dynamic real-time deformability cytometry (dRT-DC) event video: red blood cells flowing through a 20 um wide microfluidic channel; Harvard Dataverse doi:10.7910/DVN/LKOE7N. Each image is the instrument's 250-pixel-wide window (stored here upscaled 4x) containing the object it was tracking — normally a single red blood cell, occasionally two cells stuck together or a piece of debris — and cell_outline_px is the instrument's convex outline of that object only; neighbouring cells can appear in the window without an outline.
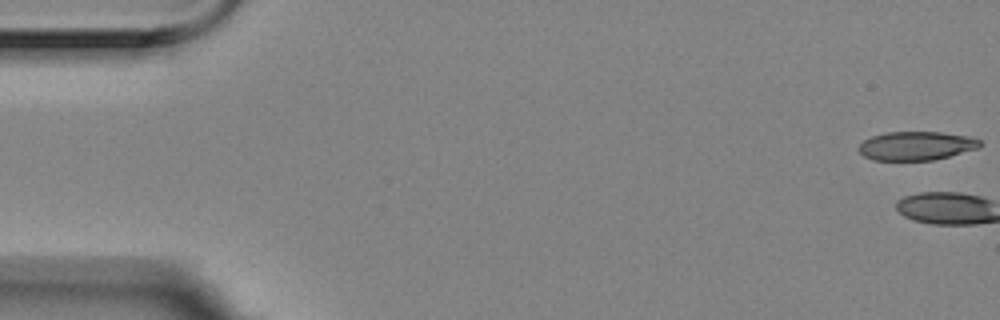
{"species": "Egyptian fruit bat (a non-hibernating species)", "species_latin": "Rousettus aegyptiacus", "temperature_condition": "room temperature", "stored_images_in_passage": 3, "camera_frame_rate_fps": 3000, "um_per_image_px": 0.085, "animal": {"sex": "female"}, "frame": {"image": 1, "passage_image": 1, "time_ms": 0.0, "image_size_px": [1000, 320], "cell_outline_px": [[980, 148], [932, 160], [872, 160], [864, 156], [856, 148], [864, 140], [872, 136], [888, 132], [940, 132], [968, 136], [980, 140]], "centroid_in_image_um": [77.86, 12.39], "position_along_channel_um": 7.1, "area_um2": 20.23}}